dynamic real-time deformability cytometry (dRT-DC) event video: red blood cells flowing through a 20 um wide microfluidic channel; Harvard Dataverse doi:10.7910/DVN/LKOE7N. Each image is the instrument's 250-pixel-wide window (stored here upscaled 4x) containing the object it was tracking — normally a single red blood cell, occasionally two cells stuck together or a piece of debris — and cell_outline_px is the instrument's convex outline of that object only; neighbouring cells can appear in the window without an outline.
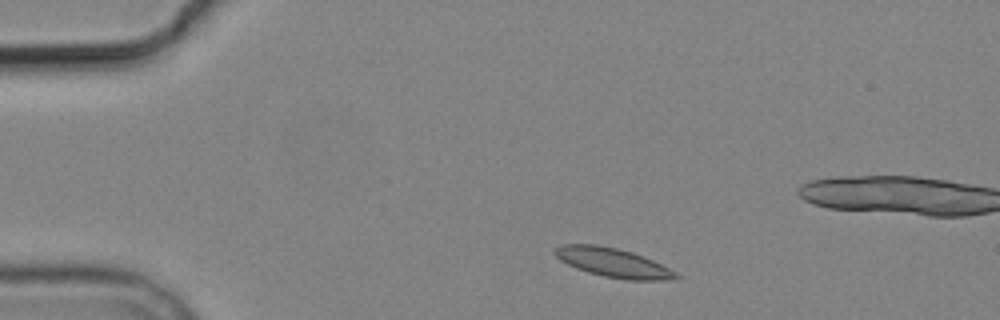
{"species": "common noctule bat (a hibernating species)", "species_latin": "Nyctalus noctula", "temperature_condition": "cold", "stored_images_in_passage": 4, "camera_frame_rate_fps": 3000, "um_per_image_px": 0.085, "animal": {"sex": "male", "body_mass_g": 19.2, "forearm_length_mm": 51.8}, "frame": {"image": 1, "passage_image": 1, "time_ms": 0.0, "image_size_px": [1000, 320], "cell_outline_px": [[680, 276], [664, 280], [628, 280], [604, 276], [588, 272], [576, 268], [560, 260], [552, 252], [556, 248], [564, 244], [596, 244], [616, 248], [632, 252], [644, 256], [676, 272]], "centroid_in_image_um": [52.08, 22.31], "position_along_channel_um": 32.9, "area_um2": 20.29}}
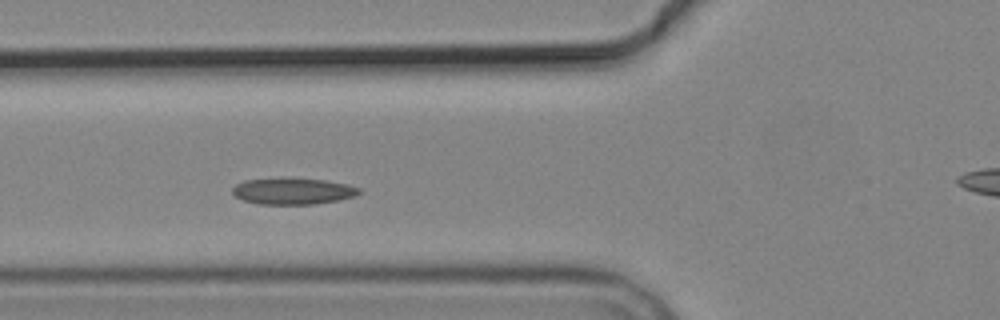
{"frame": {"image": 2, "passage_image": 4, "time_ms": 3.333, "image_size_px": [1000, 320], "cell_outline_px": [[360, 192], [356, 196], [340, 200], [316, 204], [260, 204], [244, 200], [236, 196], [232, 192], [232, 188], [236, 184], [244, 180], [324, 180], [348, 184], [360, 188]], "centroid_in_image_um": [24.95, 16.28], "position_along_channel_um": 100.9, "area_um2": 18.84}}